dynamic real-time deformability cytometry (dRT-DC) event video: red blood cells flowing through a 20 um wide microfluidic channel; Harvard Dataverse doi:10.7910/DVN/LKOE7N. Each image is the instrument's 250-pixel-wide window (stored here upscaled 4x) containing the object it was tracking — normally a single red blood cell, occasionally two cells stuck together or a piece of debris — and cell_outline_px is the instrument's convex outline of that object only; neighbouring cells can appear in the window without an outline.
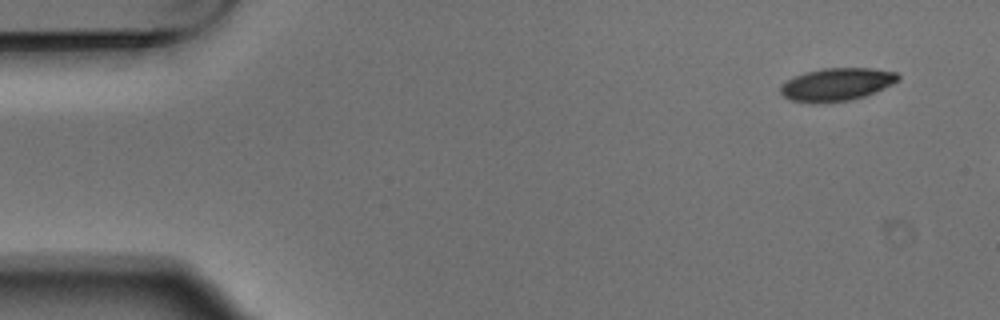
{"species": "Egyptian fruit bat (a non-hibernating species)", "species_latin": "Rousettus aegyptiacus", "temperature_condition": "warm", "stored_images_in_passage": 3, "camera_frame_rate_fps": 3000, "um_per_image_px": 0.085, "animal": {"sex": "male"}, "frame": {"image": 1, "passage_image": 1, "time_ms": 0.0, "image_size_px": [1000, 320], "cell_outline_px": [[900, 80], [884, 88], [864, 96], [848, 100], [816, 104], [792, 100], [784, 96], [780, 92], [780, 84], [796, 76], [808, 72], [824, 68], [872, 68], [896, 72], [900, 76]], "centroid_in_image_um": [71.13, 7.18], "position_along_channel_um": 13.9, "area_um2": 22.37}}